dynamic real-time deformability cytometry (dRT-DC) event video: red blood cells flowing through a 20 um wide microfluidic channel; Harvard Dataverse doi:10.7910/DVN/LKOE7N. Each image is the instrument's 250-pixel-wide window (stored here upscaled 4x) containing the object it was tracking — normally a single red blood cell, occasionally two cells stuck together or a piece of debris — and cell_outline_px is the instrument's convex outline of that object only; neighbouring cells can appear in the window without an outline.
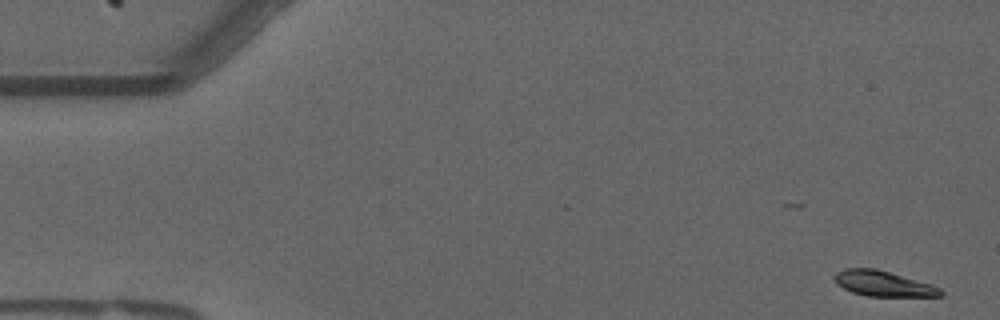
{"species": "common noctule bat (a hibernating species)", "species_latin": "Nyctalus noctula", "temperature_condition": "warm", "stored_images_in_passage": 8, "camera_frame_rate_fps": 3000, "um_per_image_px": 0.085, "animal": {"sex": "male", "forearm_length_mm": 52.5}, "frame": {"image": 1, "passage_image": 1, "time_ms": 0.0, "image_size_px": [1000, 320], "cell_outline_px": [[944, 292], [940, 296], [868, 296], [852, 292], [836, 284], [832, 276], [836, 272], [844, 268], [876, 268], [932, 284], [940, 288]], "centroid_in_image_um": [75.05, 24.09], "position_along_channel_um": 10.0, "area_um2": 15.78}}